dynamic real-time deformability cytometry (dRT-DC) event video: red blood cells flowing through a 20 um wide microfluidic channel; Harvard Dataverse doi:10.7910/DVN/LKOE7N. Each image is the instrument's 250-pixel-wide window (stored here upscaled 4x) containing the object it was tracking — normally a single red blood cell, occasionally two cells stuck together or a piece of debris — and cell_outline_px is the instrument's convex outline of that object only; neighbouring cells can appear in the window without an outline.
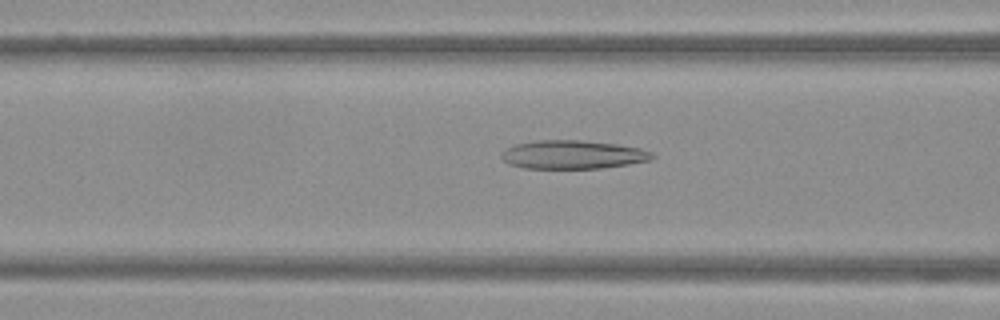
{"species": "Egyptian fruit bat (a non-hibernating species)", "species_latin": "Rousettus aegyptiacus", "temperature_condition": "warm", "stored_images_in_passage": 36, "camera_frame_rate_fps": 3000, "um_per_image_px": 0.085, "frame": {"image": 1, "passage_image": 6, "time_ms": 1.667, "image_size_px": [1000, 320], "cell_outline_px": [[656, 156], [652, 160], [628, 164], [600, 168], [524, 168], [508, 164], [500, 156], [500, 152], [516, 144], [536, 140], [580, 140], [616, 144], [640, 148], [652, 152]], "centroid_in_image_um": [48.69, 13.14], "position_along_channel_um": 117.9, "area_um2": 25.09}}
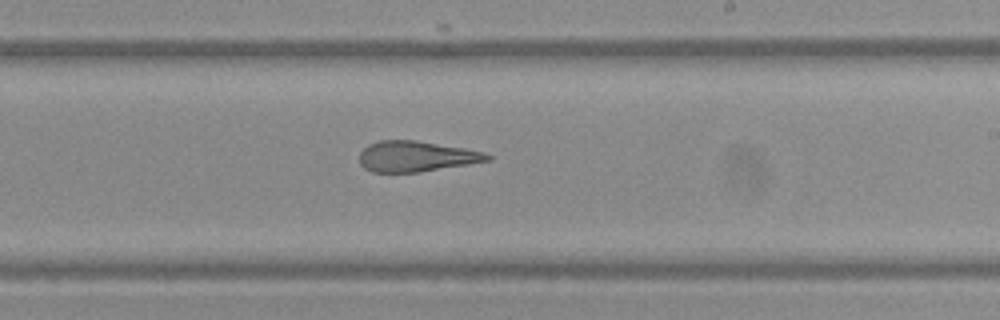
{"frame": {"image": 2, "passage_image": 16, "time_ms": 5.0, "image_size_px": [1000, 320], "cell_outline_px": [[492, 160], [420, 172], [372, 172], [364, 168], [360, 164], [360, 152], [368, 144], [380, 140], [416, 140], [464, 148], [484, 152], [492, 156]], "centroid_in_image_um": [35.37, 13.29], "position_along_channel_um": 253.6, "area_um2": 22.83}}
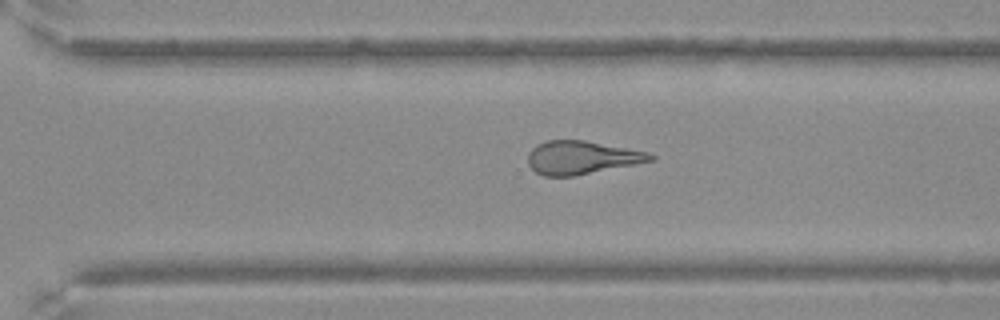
{"frame": {"image": 3, "passage_image": 21, "time_ms": 6.667, "image_size_px": [1000, 320], "cell_outline_px": [[656, 160], [572, 176], [544, 176], [536, 172], [528, 164], [528, 152], [536, 144], [548, 140], [584, 140], [648, 152], [656, 156]], "centroid_in_image_um": [49.43, 13.38], "position_along_channel_um": 321.2, "area_um2": 23.64}}